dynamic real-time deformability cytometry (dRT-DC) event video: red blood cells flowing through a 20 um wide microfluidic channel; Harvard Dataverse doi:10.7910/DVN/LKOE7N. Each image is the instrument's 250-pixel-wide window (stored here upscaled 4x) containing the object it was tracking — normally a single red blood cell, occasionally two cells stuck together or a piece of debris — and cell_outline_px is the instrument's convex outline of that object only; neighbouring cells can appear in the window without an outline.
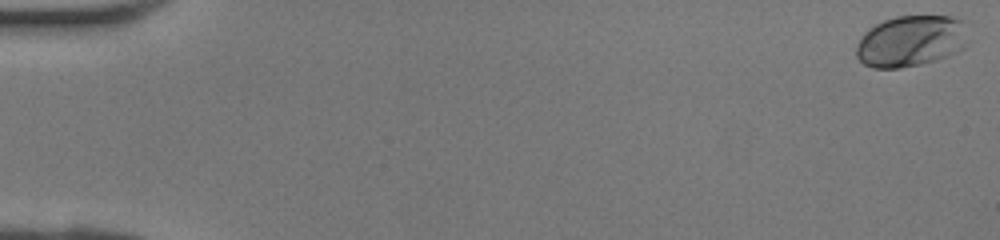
{"species": "human", "species_latin": "Homo sapiens", "temperature_condition": "room temperature", "stored_images_in_passage": 42, "camera_frame_rate_fps": 3000, "um_per_image_px": 0.085, "donor": {"sex": "female"}, "frame": {"image": 1, "passage_image": 1, "time_ms": 0.0, "image_size_px": [1000, 240], "cell_outline_px": [[972, 40], [964, 48], [948, 56], [936, 60], [920, 64], [900, 68], [872, 68], [864, 64], [856, 56], [856, 44], [864, 32], [868, 28], [884, 20], [896, 16], [952, 16], [960, 20]], "centroid_in_image_um": [77.44, 3.49], "position_along_channel_um": 7.6, "area_um2": 33.81}}
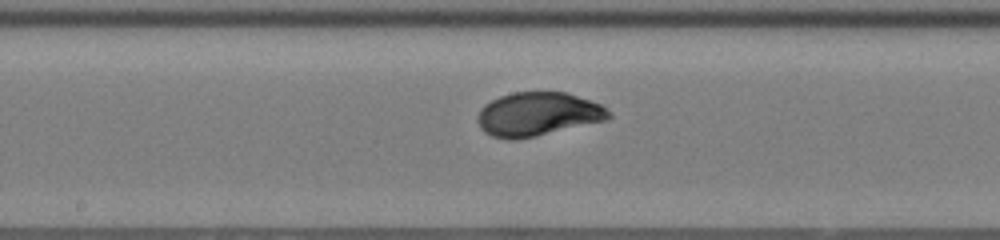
{"frame": {"image": 2, "passage_image": 23, "time_ms": 7.333, "image_size_px": [1000, 240], "cell_outline_px": [[612, 116], [608, 120], [536, 136], [516, 140], [508, 140], [492, 136], [484, 132], [480, 128], [476, 120], [476, 116], [480, 108], [484, 104], [500, 96], [512, 92], [564, 92], [600, 104]], "centroid_in_image_um": [45.65, 9.72], "position_along_channel_um": 202.5, "area_um2": 33.47}}
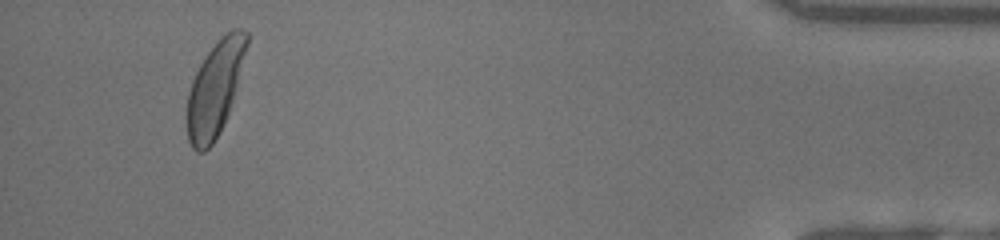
{"frame": {"image": 3, "passage_image": 40, "time_ms": 13.0, "image_size_px": [1000, 240], "cell_outline_px": [[248, 44], [236, 88], [228, 116], [212, 144], [204, 152], [196, 152], [192, 148], [188, 140], [184, 116], [188, 92], [192, 80], [200, 64], [208, 52], [232, 28], [240, 28], [248, 32]], "centroid_in_image_um": [18.23, 7.59], "position_along_channel_um": 417.0, "area_um2": 32.89}}